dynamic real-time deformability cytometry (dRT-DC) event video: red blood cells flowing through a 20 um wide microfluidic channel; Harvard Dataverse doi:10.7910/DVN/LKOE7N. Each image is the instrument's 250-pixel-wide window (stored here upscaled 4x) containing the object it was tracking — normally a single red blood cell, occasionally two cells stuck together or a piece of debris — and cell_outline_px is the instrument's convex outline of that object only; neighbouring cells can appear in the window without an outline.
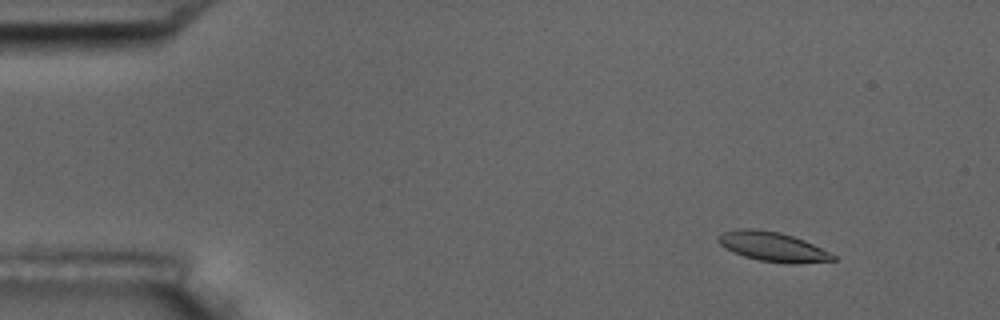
{"species": "common noctule bat (a hibernating species)", "species_latin": "Nyctalus noctula", "temperature_condition": "room temperature", "stored_images_in_passage": 4, "camera_frame_rate_fps": 3000, "um_per_image_px": 0.085, "animal": {"sex": "male", "body_mass_g": 17.5, "forearm_length_mm": 52.3}, "frame": {"image": 1, "passage_image": 2, "time_ms": 1.0, "image_size_px": [1000, 320], "cell_outline_px": [[836, 260], [796, 264], [788, 264], [760, 260], [744, 256], [732, 252], [720, 244], [716, 240], [724, 232], [740, 228], [752, 228], [780, 232], [804, 240], [836, 256]], "centroid_in_image_um": [65.67, 20.97], "position_along_channel_um": 19.3, "area_um2": 19.54}}
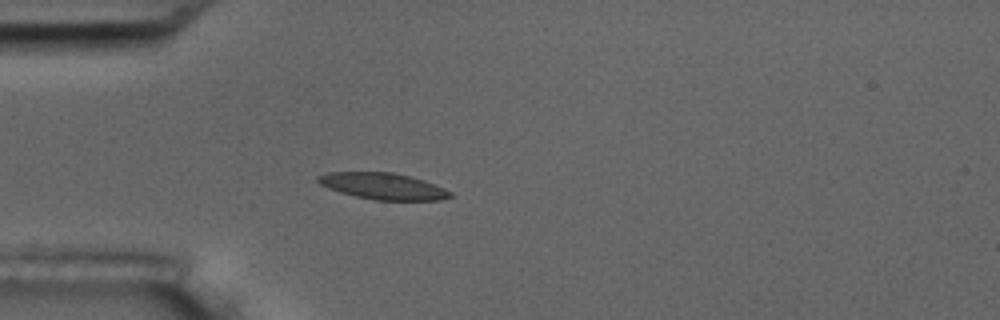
{"frame": {"image": 2, "passage_image": 4, "time_ms": 4.333, "image_size_px": [1000, 320], "cell_outline_px": [[452, 196], [440, 200], [376, 200], [356, 196], [340, 192], [328, 188], [320, 184], [316, 180], [316, 176], [328, 172], [392, 172], [424, 180], [444, 188], [452, 192]], "centroid_in_image_um": [32.54, 15.82], "position_along_channel_um": 52.5, "area_um2": 20.29}}